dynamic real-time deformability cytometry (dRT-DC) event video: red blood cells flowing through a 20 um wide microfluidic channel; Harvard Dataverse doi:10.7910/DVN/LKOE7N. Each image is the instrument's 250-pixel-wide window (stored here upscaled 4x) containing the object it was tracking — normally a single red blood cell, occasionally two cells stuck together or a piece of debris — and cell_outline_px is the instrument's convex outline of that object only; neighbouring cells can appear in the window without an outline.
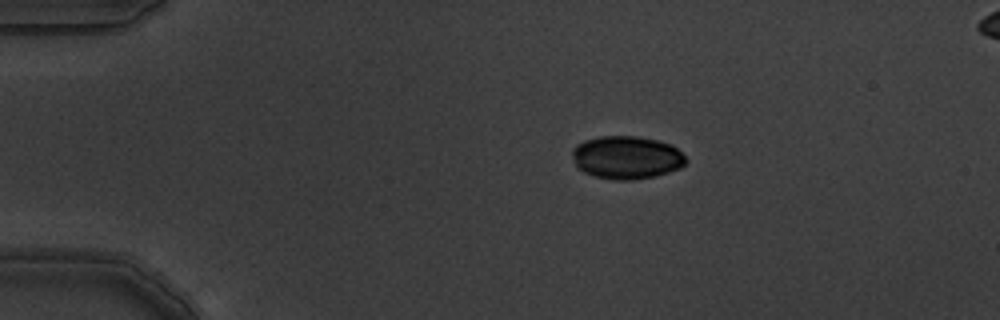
{"species": "common noctule bat (a hibernating species)", "species_latin": "Nyctalus noctula", "temperature_condition": "warm", "stored_images_in_passage": 5, "camera_frame_rate_fps": 3000, "um_per_image_px": 0.085, "animal": {"sex": "male", "body_mass_g": 19.5, "forearm_length_mm": 54.6}, "frame": {"image": 1, "passage_image": 1, "time_ms": 0.0, "image_size_px": [1000, 320], "cell_outline_px": [[688, 160], [680, 168], [656, 176], [632, 180], [616, 180], [596, 176], [584, 172], [576, 168], [572, 156], [572, 148], [576, 144], [584, 140], [600, 136], [636, 136], [656, 140], [672, 144]], "centroid_in_image_um": [53.23, 13.38], "position_along_channel_um": 31.8, "area_um2": 28.61}}
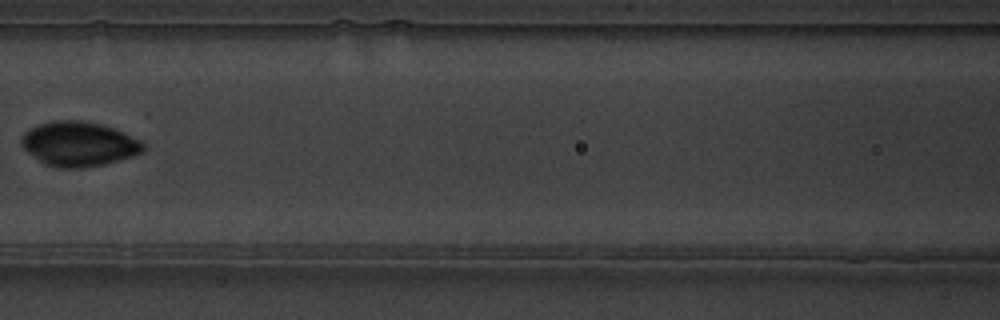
{"frame": {"image": 2, "passage_image": 5, "time_ms": 1.333, "image_size_px": [1000, 320], "cell_outline_px": [[144, 148], [140, 152], [132, 156], [104, 164], [80, 168], [64, 168], [44, 164], [28, 152], [20, 144], [20, 140], [24, 132], [40, 124], [56, 120], [80, 120], [100, 124], [124, 132], [140, 140], [144, 144]], "centroid_in_image_um": [6.68, 12.23], "position_along_channel_um": 159.9, "area_um2": 31.33}}